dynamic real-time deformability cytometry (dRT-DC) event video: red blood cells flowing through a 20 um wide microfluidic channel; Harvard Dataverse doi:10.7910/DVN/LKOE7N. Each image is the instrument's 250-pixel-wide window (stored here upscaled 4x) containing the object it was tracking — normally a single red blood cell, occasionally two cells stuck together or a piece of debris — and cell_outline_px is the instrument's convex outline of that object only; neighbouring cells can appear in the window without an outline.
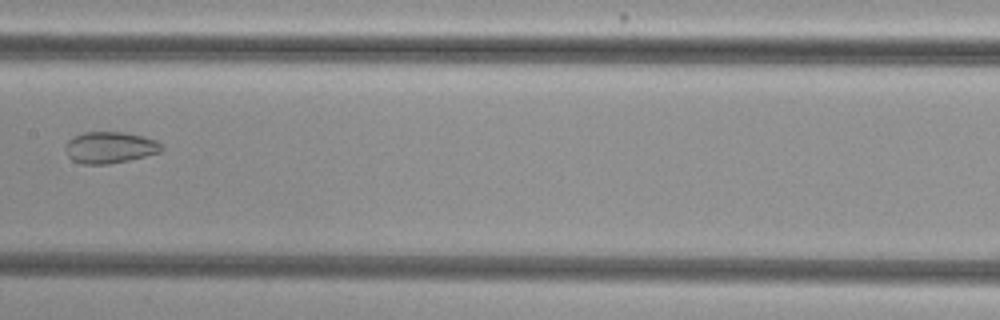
{"species": "common noctule bat (a hibernating species)", "species_latin": "Nyctalus noctula", "temperature_condition": "cold", "stored_images_in_passage": 9, "camera_frame_rate_fps": 3000, "um_per_image_px": 0.085, "animal": {"sex": "female", "body_mass_g": 29.2, "forearm_length_mm": 56.3}, "frame": {"image": 1, "passage_image": 9, "time_ms": 2.667, "image_size_px": [1000, 320], "cell_outline_px": [[164, 148], [160, 152], [128, 160], [108, 164], [84, 164], [72, 160], [68, 156], [64, 148], [68, 140], [84, 132], [128, 132], [144, 136], [156, 140]], "centroid_in_image_um": [9.34, 12.53], "position_along_channel_um": 198.1, "area_um2": 17.63}}